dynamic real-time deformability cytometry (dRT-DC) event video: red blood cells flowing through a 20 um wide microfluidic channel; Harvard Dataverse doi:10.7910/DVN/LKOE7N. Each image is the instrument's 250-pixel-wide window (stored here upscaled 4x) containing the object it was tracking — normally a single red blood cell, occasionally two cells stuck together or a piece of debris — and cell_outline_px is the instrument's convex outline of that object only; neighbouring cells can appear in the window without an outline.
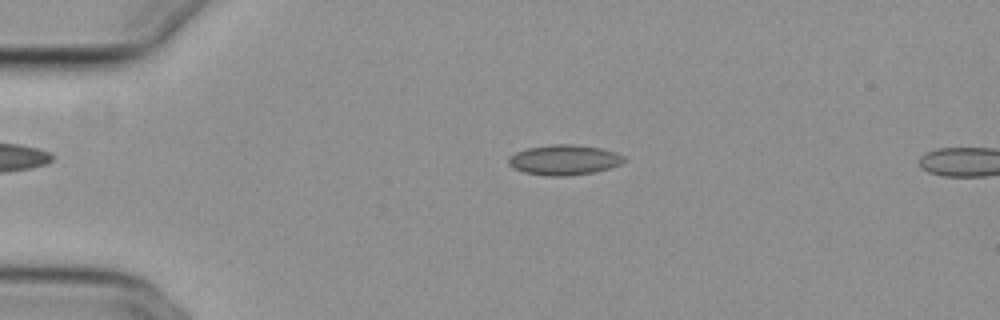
{"species": "common noctule bat (a hibernating species)", "species_latin": "Nyctalus noctula", "temperature_condition": "cold", "stored_images_in_passage": 13, "camera_frame_rate_fps": 3000, "um_per_image_px": 0.085, "animal": {"sex": "female", "body_mass_g": 29.2, "forearm_length_mm": 56.3}, "frame": {"image": 1, "passage_image": 10, "time_ms": 3.0, "image_size_px": [1000, 320], "cell_outline_px": [[628, 160], [620, 164], [608, 168], [592, 172], [568, 176], [544, 176], [524, 172], [512, 168], [508, 164], [508, 160], [516, 152], [528, 148], [552, 144], [576, 144], [600, 148], [616, 152], [624, 156]], "centroid_in_image_um": [47.96, 13.59], "position_along_channel_um": 37.0, "area_um2": 20.35}}